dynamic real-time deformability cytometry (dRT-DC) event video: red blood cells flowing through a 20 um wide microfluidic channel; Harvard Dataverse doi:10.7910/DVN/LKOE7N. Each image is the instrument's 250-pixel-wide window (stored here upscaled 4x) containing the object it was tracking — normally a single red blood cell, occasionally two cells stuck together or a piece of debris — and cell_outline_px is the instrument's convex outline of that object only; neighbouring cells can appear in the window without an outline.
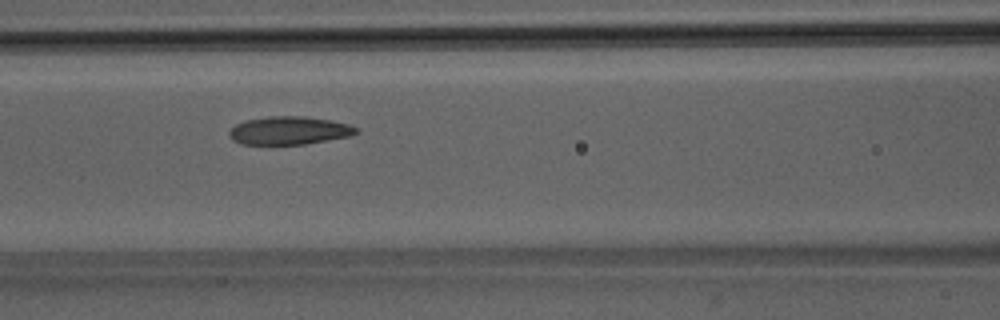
{"species": "Egyptian fruit bat (a non-hibernating species)", "species_latin": "Rousettus aegyptiacus", "temperature_condition": "room temperature", "stored_images_in_passage": 7, "camera_frame_rate_fps": 3000, "um_per_image_px": 0.085, "animal": {"sex": "male"}, "frame": {"image": 1, "passage_image": 5, "time_ms": 4.333, "image_size_px": [1000, 320], "cell_outline_px": [[360, 132], [352, 136], [304, 144], [240, 144], [232, 140], [228, 136], [228, 132], [236, 124], [244, 120], [268, 116], [304, 116], [332, 120], [348, 124], [360, 128]], "centroid_in_image_um": [24.6, 11.09], "position_along_channel_um": 142.0, "area_um2": 21.1}}